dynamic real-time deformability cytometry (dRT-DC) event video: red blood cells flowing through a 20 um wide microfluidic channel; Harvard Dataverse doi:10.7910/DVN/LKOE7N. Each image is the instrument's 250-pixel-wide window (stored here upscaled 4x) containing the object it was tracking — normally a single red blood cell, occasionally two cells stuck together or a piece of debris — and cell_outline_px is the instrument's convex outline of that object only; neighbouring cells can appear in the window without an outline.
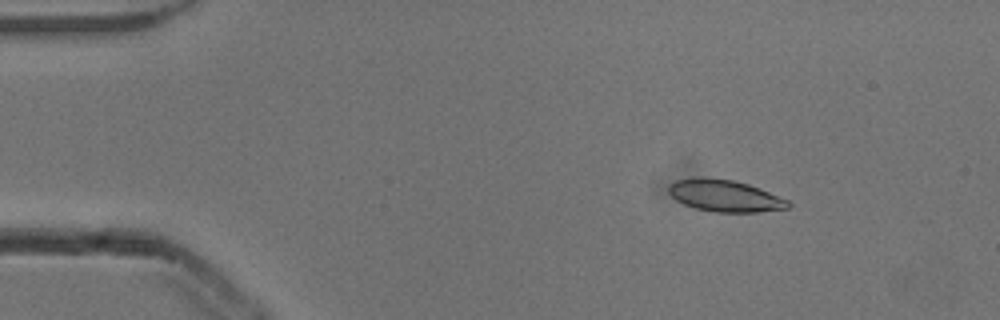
{"species": "common noctule bat (a hibernating species)", "species_latin": "Nyctalus noctula", "temperature_condition": "cold", "stored_images_in_passage": 53, "camera_frame_rate_fps": 3000, "um_per_image_px": 0.085, "animal": {"sex": "male", "body_mass_g": 13.3}, "frame": {"image": 1, "passage_image": 8, "time_ms": 2.333, "image_size_px": [1000, 320], "cell_outline_px": [[792, 204], [788, 208], [756, 212], [716, 212], [696, 208], [684, 204], [676, 200], [668, 192], [668, 188], [676, 180], [692, 176], [704, 176], [736, 180], [760, 188], [788, 200]], "centroid_in_image_um": [61.6, 16.61], "position_along_channel_um": 23.4, "area_um2": 22.37}}
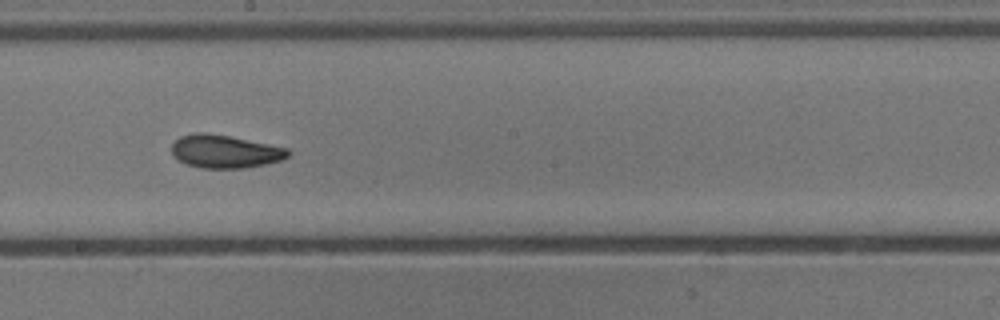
{"frame": {"image": 2, "passage_image": 30, "time_ms": 9.667, "image_size_px": [1000, 320], "cell_outline_px": [[292, 152], [288, 156], [280, 160], [264, 164], [244, 168], [200, 168], [184, 164], [172, 156], [172, 144], [180, 136], [196, 132], [204, 132], [228, 136], [288, 148]], "centroid_in_image_um": [19.08, 12.88], "position_along_channel_um": 229.1, "area_um2": 22.43}}
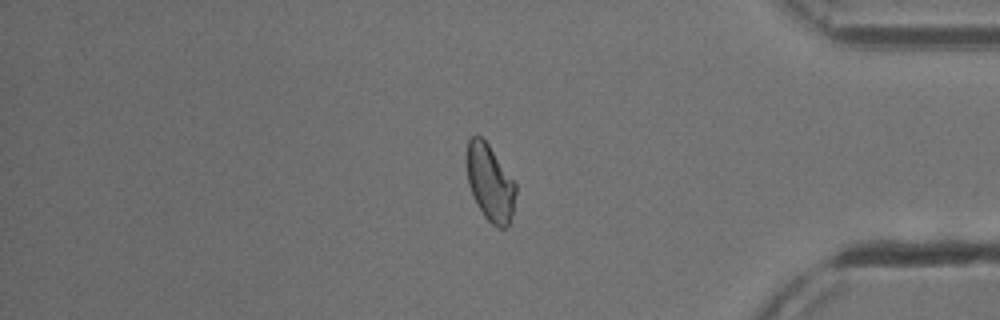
{"frame": {"image": 3, "passage_image": 45, "time_ms": 14.667, "image_size_px": [1000, 320], "cell_outline_px": [[516, 192], [512, 216], [508, 224], [504, 228], [496, 228], [484, 216], [472, 196], [468, 184], [464, 160], [468, 140], [472, 136], [480, 136], [488, 144], [516, 184]], "centroid_in_image_um": [41.61, 15.53], "position_along_channel_um": 393.6, "area_um2": 22.08}, "authors_computed_cell_mechanics": {"area_um2": 22.4264, "velocity_mm_per_s": 3.8552, "shape_relaxation_time_tau1_ms": 4.8164, "shape_relaxation_time_tau2_ms": 2.5723, "deformation_change_tau1": 0.1335, "deformation_change_tau2": 0.077}}